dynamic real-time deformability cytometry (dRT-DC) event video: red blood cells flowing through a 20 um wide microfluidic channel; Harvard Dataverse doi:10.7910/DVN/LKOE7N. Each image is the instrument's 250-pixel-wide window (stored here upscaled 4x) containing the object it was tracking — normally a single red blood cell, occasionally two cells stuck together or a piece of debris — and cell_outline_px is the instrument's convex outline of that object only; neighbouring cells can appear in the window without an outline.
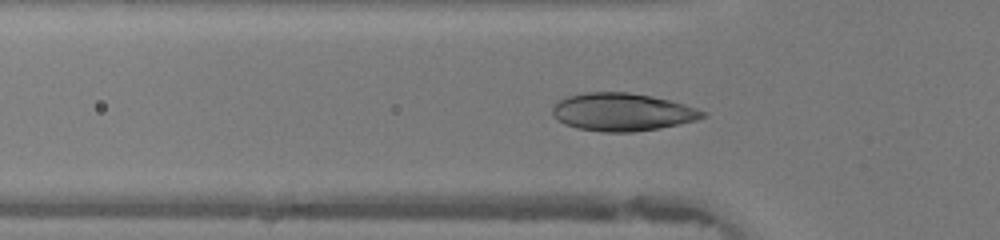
{"species": "human", "species_latin": "Homo sapiens", "temperature_condition": "warm", "stored_images_in_passage": 37, "camera_frame_rate_fps": 3000, "um_per_image_px": 0.085, "donor": {"sex": "female"}, "frame": {"image": 1, "passage_image": 6, "time_ms": 1.667, "image_size_px": [1000, 240], "cell_outline_px": [[708, 116], [696, 120], [660, 128], [632, 132], [600, 132], [576, 128], [564, 124], [556, 120], [552, 116], [552, 104], [568, 96], [584, 92], [628, 92], [652, 96], [672, 100], [708, 112]], "centroid_in_image_um": [52.88, 9.52], "position_along_channel_um": 72.9, "area_um2": 33.52}}
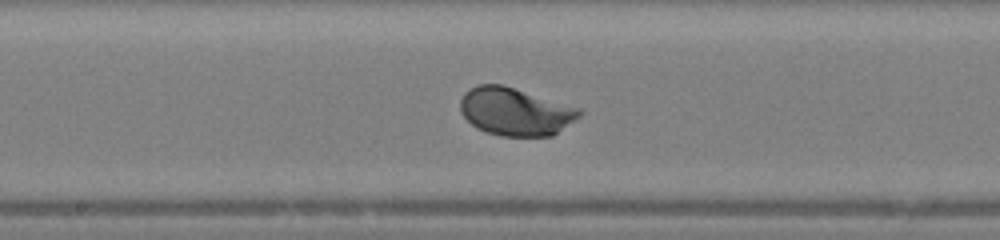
{"frame": {"image": 2, "passage_image": 15, "time_ms": 4.667, "image_size_px": [1000, 240], "cell_outline_px": [[584, 112], [580, 116], [552, 136], [500, 136], [476, 128], [460, 112], [460, 100], [464, 92], [476, 84], [504, 84], [580, 108]], "centroid_in_image_um": [43.79, 9.47], "position_along_channel_um": 204.4, "area_um2": 33.35}}
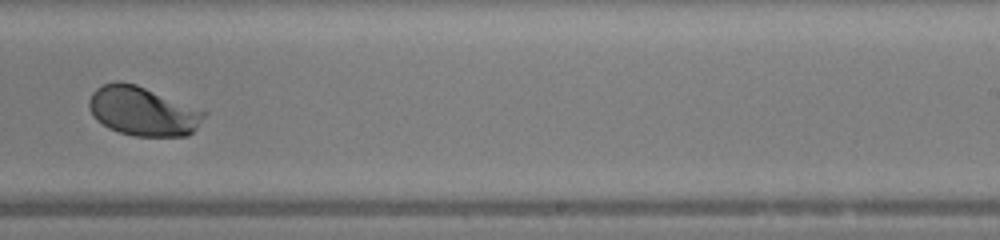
{"frame": {"image": 3, "passage_image": 20, "time_ms": 6.333, "image_size_px": [1000, 240], "cell_outline_px": [[208, 112], [196, 128], [188, 136], [136, 136], [120, 132], [108, 128], [96, 120], [92, 116], [88, 108], [88, 100], [92, 92], [96, 88], [104, 84], [116, 80], [120, 80], [136, 84]], "centroid_in_image_um": [12.1, 9.44], "position_along_channel_um": 276.9, "area_um2": 33.06}, "authors_computed_cell_mechanics": {"area_um2": 33.1194, "velocity_mm_per_s": 4.3614, "shape_relaxation_time_tau1_ms": 1.692, "shape_relaxation_time_tau2_ms": null, "deformation_change_tau1": 0.1385, "deformation_change_tau2": null}}